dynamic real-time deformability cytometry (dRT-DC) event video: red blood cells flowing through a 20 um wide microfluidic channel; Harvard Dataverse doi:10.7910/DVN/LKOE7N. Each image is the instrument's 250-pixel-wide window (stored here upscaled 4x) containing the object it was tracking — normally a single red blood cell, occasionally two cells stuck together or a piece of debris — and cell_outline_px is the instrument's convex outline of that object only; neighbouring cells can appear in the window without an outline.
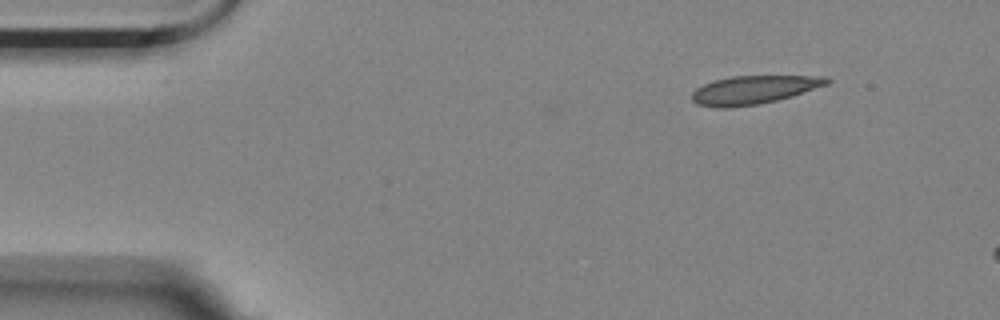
{"species": "Egyptian fruit bat (a non-hibernating species)", "species_latin": "Rousettus aegyptiacus", "temperature_condition": "room temperature", "stored_images_in_passage": 4, "camera_frame_rate_fps": 3000, "um_per_image_px": 0.085, "animal": {"sex": "female"}, "frame": {"image": 1, "passage_image": 1, "time_ms": 0.0, "image_size_px": [1000, 320], "cell_outline_px": [[832, 80], [828, 84], [792, 96], [760, 104], [732, 108], [716, 108], [696, 104], [692, 100], [692, 92], [696, 88], [704, 84], [716, 80], [732, 76], [828, 76]], "centroid_in_image_um": [64.06, 7.64], "position_along_channel_um": 20.9, "area_um2": 22.43}}